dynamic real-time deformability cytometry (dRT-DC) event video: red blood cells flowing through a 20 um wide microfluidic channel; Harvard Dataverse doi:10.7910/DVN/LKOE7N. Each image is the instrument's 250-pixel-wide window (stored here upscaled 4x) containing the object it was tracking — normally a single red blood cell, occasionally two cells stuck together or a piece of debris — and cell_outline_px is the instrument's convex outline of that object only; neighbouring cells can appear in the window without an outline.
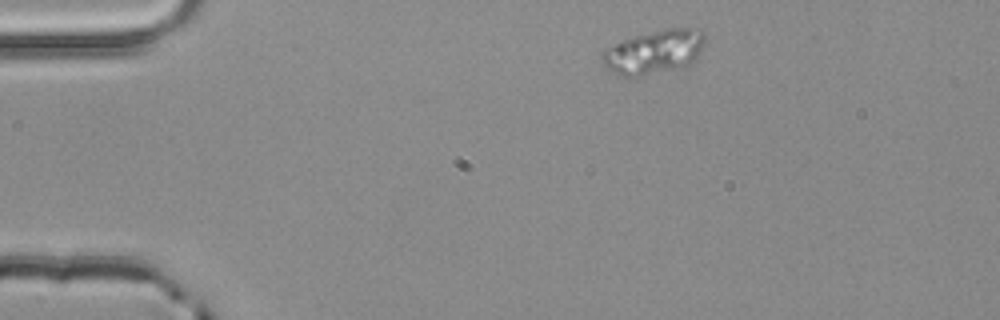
{"species": "common noctule bat (a hibernating species)", "species_latin": "Nyctalus noctula", "temperature_condition": "room temperature", "stored_images_in_passage": 2, "camera_frame_rate_fps": 3000, "um_per_image_px": 0.085, "animal": {"sex": "male", "body_mass_g": 20.4}, "frame": {"image": 1, "passage_image": 1, "time_ms": 0.0, "image_size_px": [1000, 320], "cell_outline_px": [[704, 44], [696, 60], [688, 64], [676, 68], [640, 76], [620, 76], [608, 68], [600, 60], [600, 52], [624, 40], [636, 36], [664, 28], [704, 28]], "centroid_in_image_um": [55.62, 4.39], "position_along_channel_um": 29.4, "area_um2": 26.13}}